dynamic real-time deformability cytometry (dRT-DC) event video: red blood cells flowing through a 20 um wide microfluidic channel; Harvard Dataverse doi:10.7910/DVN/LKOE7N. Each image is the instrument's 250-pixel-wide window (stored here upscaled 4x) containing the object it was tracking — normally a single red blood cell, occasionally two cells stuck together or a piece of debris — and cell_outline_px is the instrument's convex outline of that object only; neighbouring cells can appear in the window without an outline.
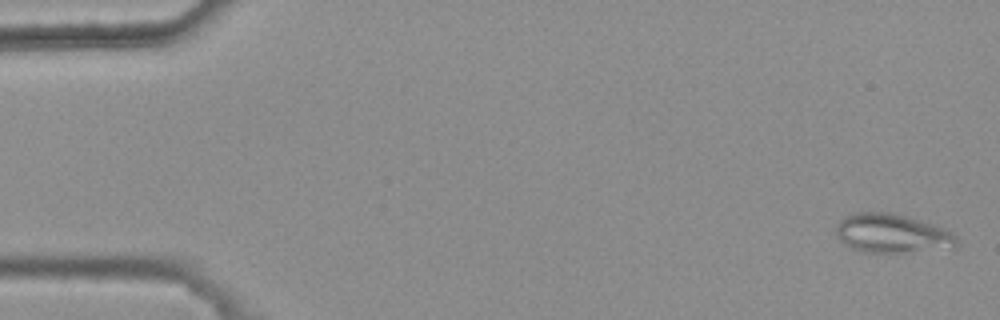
{"species": "common noctule bat (a hibernating species)", "species_latin": "Nyctalus noctula", "temperature_condition": "warm", "stored_images_in_passage": 4, "camera_frame_rate_fps": 3000, "um_per_image_px": 0.085, "animal": {"sex": "female", "body_mass_g": 25.1}, "frame": {"image": 1, "passage_image": 1, "time_ms": 0.0, "image_size_px": [1000, 320], "cell_outline_px": [[960, 244], [956, 248], [904, 252], [864, 252], [852, 248], [844, 244], [840, 240], [836, 232], [836, 228], [840, 220], [844, 216], [852, 212], [892, 212], [908, 216], [944, 228], [952, 232], [960, 240]], "centroid_in_image_um": [75.86, 19.84], "position_along_channel_um": 9.1, "area_um2": 27.74}}